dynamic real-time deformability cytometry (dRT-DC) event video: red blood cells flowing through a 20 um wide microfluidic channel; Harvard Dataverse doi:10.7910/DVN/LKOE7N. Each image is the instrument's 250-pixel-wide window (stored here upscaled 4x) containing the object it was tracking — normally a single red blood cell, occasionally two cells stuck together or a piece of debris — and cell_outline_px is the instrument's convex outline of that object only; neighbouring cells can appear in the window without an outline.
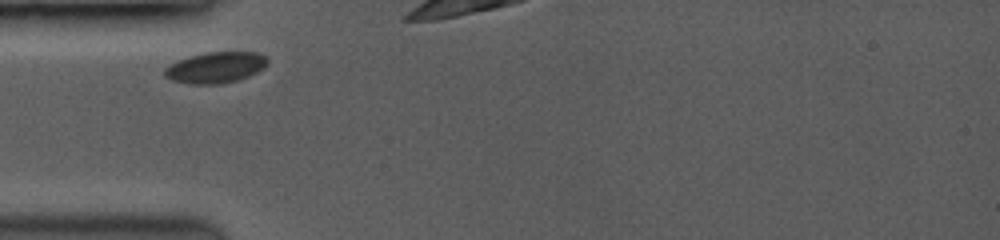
{"species": "common noctule bat (a hibernating species)", "species_latin": "Nyctalus noctula", "temperature_condition": "room temperature", "stored_images_in_passage": 25, "camera_frame_rate_fps": 3500, "um_per_image_px": 0.085, "animal": {"sex": "female", "body_mass_g": 19.0, "forearm_length_mm": 53.3}, "frame": {"image": 1, "passage_image": 1, "time_ms": 0.0, "image_size_px": [1000, 240], "cell_outline_px": [[268, 64], [264, 68], [248, 76], [236, 80], [216, 84], [192, 84], [172, 80], [164, 76], [164, 68], [176, 60], [188, 56], [204, 52], [260, 52], [268, 56]], "centroid_in_image_um": [18.33, 5.71], "position_along_channel_um": 66.7, "area_um2": 18.79}}
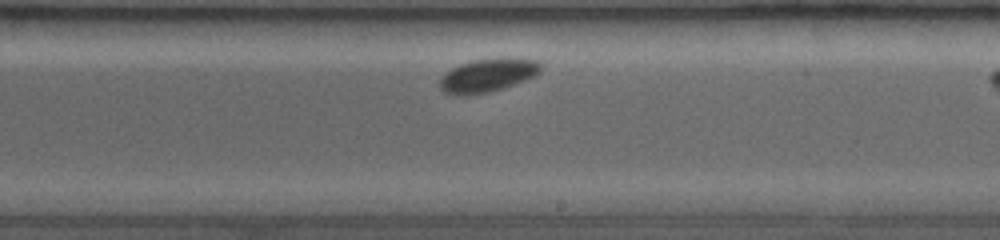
{"frame": {"image": 2, "passage_image": 10, "time_ms": 4.857, "image_size_px": [1000, 240], "cell_outline_px": [[544, 68], [540, 72], [524, 80], [500, 88], [484, 92], [444, 92], [440, 88], [440, 76], [444, 72], [460, 64], [472, 60], [496, 56], [512, 56], [536, 60], [544, 64]], "centroid_in_image_um": [41.54, 6.29], "position_along_channel_um": 247.5, "area_um2": 19.42}}
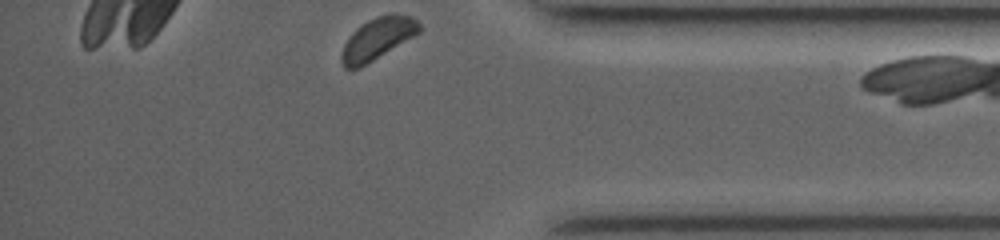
{"frame": {"image": 3, "passage_image": 24, "time_ms": 9.143, "image_size_px": [1000, 240], "cell_outline_px": [[420, 32], [360, 68], [344, 68], [340, 60], [340, 56], [344, 44], [352, 32], [356, 28], [368, 20], [376, 16], [412, 16], [420, 24]], "centroid_in_image_um": [32.04, 3.32], "position_along_channel_um": 403.2, "area_um2": 18.44}}